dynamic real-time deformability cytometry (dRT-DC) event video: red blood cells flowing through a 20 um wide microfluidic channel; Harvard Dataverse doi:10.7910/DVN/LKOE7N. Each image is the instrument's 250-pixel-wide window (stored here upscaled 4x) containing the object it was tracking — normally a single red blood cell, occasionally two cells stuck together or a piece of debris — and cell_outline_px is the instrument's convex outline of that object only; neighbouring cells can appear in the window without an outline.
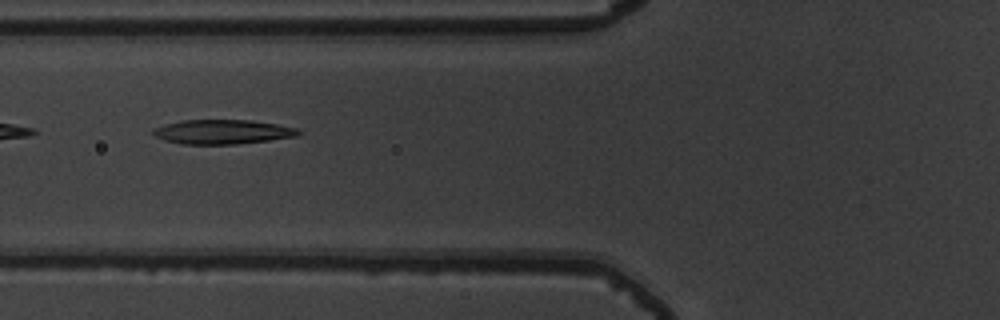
{"species": "common noctule bat (a hibernating species)", "species_latin": "Nyctalus noctula", "temperature_condition": "warm", "stored_images_in_passage": 8, "camera_frame_rate_fps": 3000, "um_per_image_px": 0.085, "animal": {"sex": "male", "body_mass_g": 19.5, "forearm_length_mm": 54.6}, "frame": {"image": 1, "passage_image": 4, "time_ms": 1.0, "image_size_px": [1000, 320], "cell_outline_px": [[304, 132], [296, 136], [268, 140], [236, 144], [180, 144], [164, 140], [156, 136], [152, 132], [152, 128], [164, 124], [180, 120], [252, 120], [276, 124], [296, 128]], "centroid_in_image_um": [18.88, 11.2], "position_along_channel_um": 106.9, "area_um2": 20.69}}